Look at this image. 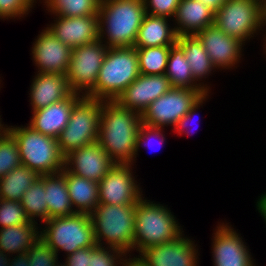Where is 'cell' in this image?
<instances>
[{
    "instance_id": "obj_1",
    "label": "cell",
    "mask_w": 266,
    "mask_h": 266,
    "mask_svg": "<svg viewBox=\"0 0 266 266\" xmlns=\"http://www.w3.org/2000/svg\"><path fill=\"white\" fill-rule=\"evenodd\" d=\"M141 114L116 100H101L98 142L115 164H133Z\"/></svg>"
},
{
    "instance_id": "obj_2",
    "label": "cell",
    "mask_w": 266,
    "mask_h": 266,
    "mask_svg": "<svg viewBox=\"0 0 266 266\" xmlns=\"http://www.w3.org/2000/svg\"><path fill=\"white\" fill-rule=\"evenodd\" d=\"M145 15L143 0H100L99 39L107 48L134 47Z\"/></svg>"
},
{
    "instance_id": "obj_3",
    "label": "cell",
    "mask_w": 266,
    "mask_h": 266,
    "mask_svg": "<svg viewBox=\"0 0 266 266\" xmlns=\"http://www.w3.org/2000/svg\"><path fill=\"white\" fill-rule=\"evenodd\" d=\"M167 206L151 201L145 195L136 203L133 252H139V255L148 247L175 241L184 233Z\"/></svg>"
},
{
    "instance_id": "obj_4",
    "label": "cell",
    "mask_w": 266,
    "mask_h": 266,
    "mask_svg": "<svg viewBox=\"0 0 266 266\" xmlns=\"http://www.w3.org/2000/svg\"><path fill=\"white\" fill-rule=\"evenodd\" d=\"M136 204H98L90 214L96 244L135 255L134 226Z\"/></svg>"
},
{
    "instance_id": "obj_5",
    "label": "cell",
    "mask_w": 266,
    "mask_h": 266,
    "mask_svg": "<svg viewBox=\"0 0 266 266\" xmlns=\"http://www.w3.org/2000/svg\"><path fill=\"white\" fill-rule=\"evenodd\" d=\"M140 75L135 47L108 48L94 88L87 97L116 100Z\"/></svg>"
},
{
    "instance_id": "obj_6",
    "label": "cell",
    "mask_w": 266,
    "mask_h": 266,
    "mask_svg": "<svg viewBox=\"0 0 266 266\" xmlns=\"http://www.w3.org/2000/svg\"><path fill=\"white\" fill-rule=\"evenodd\" d=\"M25 125L8 126V132L18 143L21 164L39 175L61 172L65 157L61 154L57 139L39 133L29 124Z\"/></svg>"
},
{
    "instance_id": "obj_7",
    "label": "cell",
    "mask_w": 266,
    "mask_h": 266,
    "mask_svg": "<svg viewBox=\"0 0 266 266\" xmlns=\"http://www.w3.org/2000/svg\"><path fill=\"white\" fill-rule=\"evenodd\" d=\"M214 25L246 46L266 31V0H226L215 12Z\"/></svg>"
},
{
    "instance_id": "obj_8",
    "label": "cell",
    "mask_w": 266,
    "mask_h": 266,
    "mask_svg": "<svg viewBox=\"0 0 266 266\" xmlns=\"http://www.w3.org/2000/svg\"><path fill=\"white\" fill-rule=\"evenodd\" d=\"M40 225V239L54 249L58 255L65 256L83 248L96 246L94 226L89 214L56 217Z\"/></svg>"
},
{
    "instance_id": "obj_9",
    "label": "cell",
    "mask_w": 266,
    "mask_h": 266,
    "mask_svg": "<svg viewBox=\"0 0 266 266\" xmlns=\"http://www.w3.org/2000/svg\"><path fill=\"white\" fill-rule=\"evenodd\" d=\"M101 100L82 96L74 105L57 143L65 157L70 152L98 141Z\"/></svg>"
},
{
    "instance_id": "obj_10",
    "label": "cell",
    "mask_w": 266,
    "mask_h": 266,
    "mask_svg": "<svg viewBox=\"0 0 266 266\" xmlns=\"http://www.w3.org/2000/svg\"><path fill=\"white\" fill-rule=\"evenodd\" d=\"M207 92L204 89L171 88L152 102L142 113V123L148 126L172 127L188 113L190 108Z\"/></svg>"
},
{
    "instance_id": "obj_11",
    "label": "cell",
    "mask_w": 266,
    "mask_h": 266,
    "mask_svg": "<svg viewBox=\"0 0 266 266\" xmlns=\"http://www.w3.org/2000/svg\"><path fill=\"white\" fill-rule=\"evenodd\" d=\"M107 49L100 39L72 49L66 77L73 93L86 96L94 88Z\"/></svg>"
},
{
    "instance_id": "obj_12",
    "label": "cell",
    "mask_w": 266,
    "mask_h": 266,
    "mask_svg": "<svg viewBox=\"0 0 266 266\" xmlns=\"http://www.w3.org/2000/svg\"><path fill=\"white\" fill-rule=\"evenodd\" d=\"M227 222L220 221L213 229L211 238L213 266H257L241 233Z\"/></svg>"
},
{
    "instance_id": "obj_13",
    "label": "cell",
    "mask_w": 266,
    "mask_h": 266,
    "mask_svg": "<svg viewBox=\"0 0 266 266\" xmlns=\"http://www.w3.org/2000/svg\"><path fill=\"white\" fill-rule=\"evenodd\" d=\"M133 170V164H115L98 183L99 204H136L145 194Z\"/></svg>"
},
{
    "instance_id": "obj_14",
    "label": "cell",
    "mask_w": 266,
    "mask_h": 266,
    "mask_svg": "<svg viewBox=\"0 0 266 266\" xmlns=\"http://www.w3.org/2000/svg\"><path fill=\"white\" fill-rule=\"evenodd\" d=\"M196 36L218 72L239 67L238 64L241 63L244 49H246L241 41L224 33L216 25L206 27Z\"/></svg>"
},
{
    "instance_id": "obj_15",
    "label": "cell",
    "mask_w": 266,
    "mask_h": 266,
    "mask_svg": "<svg viewBox=\"0 0 266 266\" xmlns=\"http://www.w3.org/2000/svg\"><path fill=\"white\" fill-rule=\"evenodd\" d=\"M34 39L31 47L36 73L65 75L68 72L72 49L58 40L46 27Z\"/></svg>"
},
{
    "instance_id": "obj_16",
    "label": "cell",
    "mask_w": 266,
    "mask_h": 266,
    "mask_svg": "<svg viewBox=\"0 0 266 266\" xmlns=\"http://www.w3.org/2000/svg\"><path fill=\"white\" fill-rule=\"evenodd\" d=\"M190 238L183 233L175 241L146 248L139 256L148 266H200L198 243Z\"/></svg>"
},
{
    "instance_id": "obj_17",
    "label": "cell",
    "mask_w": 266,
    "mask_h": 266,
    "mask_svg": "<svg viewBox=\"0 0 266 266\" xmlns=\"http://www.w3.org/2000/svg\"><path fill=\"white\" fill-rule=\"evenodd\" d=\"M46 28L71 49L99 40V16L66 17L53 15Z\"/></svg>"
},
{
    "instance_id": "obj_18",
    "label": "cell",
    "mask_w": 266,
    "mask_h": 266,
    "mask_svg": "<svg viewBox=\"0 0 266 266\" xmlns=\"http://www.w3.org/2000/svg\"><path fill=\"white\" fill-rule=\"evenodd\" d=\"M114 165L98 141L74 150L64 158L67 171L98 183Z\"/></svg>"
},
{
    "instance_id": "obj_19",
    "label": "cell",
    "mask_w": 266,
    "mask_h": 266,
    "mask_svg": "<svg viewBox=\"0 0 266 266\" xmlns=\"http://www.w3.org/2000/svg\"><path fill=\"white\" fill-rule=\"evenodd\" d=\"M172 88L169 79L163 75H142L134 80L116 101L123 107L142 113L148 106Z\"/></svg>"
},
{
    "instance_id": "obj_20",
    "label": "cell",
    "mask_w": 266,
    "mask_h": 266,
    "mask_svg": "<svg viewBox=\"0 0 266 266\" xmlns=\"http://www.w3.org/2000/svg\"><path fill=\"white\" fill-rule=\"evenodd\" d=\"M33 77L28 94L31 112L60 102L73 93L65 75L35 73Z\"/></svg>"
},
{
    "instance_id": "obj_21",
    "label": "cell",
    "mask_w": 266,
    "mask_h": 266,
    "mask_svg": "<svg viewBox=\"0 0 266 266\" xmlns=\"http://www.w3.org/2000/svg\"><path fill=\"white\" fill-rule=\"evenodd\" d=\"M81 97V94L72 93L60 102L32 111V116L28 124L39 133L57 139L60 132L67 125L75 103Z\"/></svg>"
},
{
    "instance_id": "obj_22",
    "label": "cell",
    "mask_w": 266,
    "mask_h": 266,
    "mask_svg": "<svg viewBox=\"0 0 266 266\" xmlns=\"http://www.w3.org/2000/svg\"><path fill=\"white\" fill-rule=\"evenodd\" d=\"M172 21L178 36L196 35L214 25L215 11L200 0H180Z\"/></svg>"
},
{
    "instance_id": "obj_23",
    "label": "cell",
    "mask_w": 266,
    "mask_h": 266,
    "mask_svg": "<svg viewBox=\"0 0 266 266\" xmlns=\"http://www.w3.org/2000/svg\"><path fill=\"white\" fill-rule=\"evenodd\" d=\"M176 43L183 49L191 67L194 80L207 92L211 93V84L206 78L217 70L196 35L178 36ZM206 82V83H205ZM208 83V84H207Z\"/></svg>"
},
{
    "instance_id": "obj_24",
    "label": "cell",
    "mask_w": 266,
    "mask_h": 266,
    "mask_svg": "<svg viewBox=\"0 0 266 266\" xmlns=\"http://www.w3.org/2000/svg\"><path fill=\"white\" fill-rule=\"evenodd\" d=\"M168 17L145 15L134 43L135 48L172 46L178 35Z\"/></svg>"
},
{
    "instance_id": "obj_25",
    "label": "cell",
    "mask_w": 266,
    "mask_h": 266,
    "mask_svg": "<svg viewBox=\"0 0 266 266\" xmlns=\"http://www.w3.org/2000/svg\"><path fill=\"white\" fill-rule=\"evenodd\" d=\"M64 178L75 213L90 215L99 204L98 182L74 175L65 168Z\"/></svg>"
},
{
    "instance_id": "obj_26",
    "label": "cell",
    "mask_w": 266,
    "mask_h": 266,
    "mask_svg": "<svg viewBox=\"0 0 266 266\" xmlns=\"http://www.w3.org/2000/svg\"><path fill=\"white\" fill-rule=\"evenodd\" d=\"M38 225L30 221L24 225L0 228V250L9 256L27 252L40 239Z\"/></svg>"
},
{
    "instance_id": "obj_27",
    "label": "cell",
    "mask_w": 266,
    "mask_h": 266,
    "mask_svg": "<svg viewBox=\"0 0 266 266\" xmlns=\"http://www.w3.org/2000/svg\"><path fill=\"white\" fill-rule=\"evenodd\" d=\"M44 187L48 220L73 215L75 213L67 191L64 169L57 174L44 175Z\"/></svg>"
},
{
    "instance_id": "obj_28",
    "label": "cell",
    "mask_w": 266,
    "mask_h": 266,
    "mask_svg": "<svg viewBox=\"0 0 266 266\" xmlns=\"http://www.w3.org/2000/svg\"><path fill=\"white\" fill-rule=\"evenodd\" d=\"M165 76L173 88L203 89L194 80L184 51L177 43L170 46Z\"/></svg>"
},
{
    "instance_id": "obj_29",
    "label": "cell",
    "mask_w": 266,
    "mask_h": 266,
    "mask_svg": "<svg viewBox=\"0 0 266 266\" xmlns=\"http://www.w3.org/2000/svg\"><path fill=\"white\" fill-rule=\"evenodd\" d=\"M39 177L36 171L21 164L0 179V199L20 201L25 191Z\"/></svg>"
},
{
    "instance_id": "obj_30",
    "label": "cell",
    "mask_w": 266,
    "mask_h": 266,
    "mask_svg": "<svg viewBox=\"0 0 266 266\" xmlns=\"http://www.w3.org/2000/svg\"><path fill=\"white\" fill-rule=\"evenodd\" d=\"M20 203L30 221L38 224L37 221L40 220L39 223L42 225L48 220L44 175H40L34 184L25 191Z\"/></svg>"
},
{
    "instance_id": "obj_31",
    "label": "cell",
    "mask_w": 266,
    "mask_h": 266,
    "mask_svg": "<svg viewBox=\"0 0 266 266\" xmlns=\"http://www.w3.org/2000/svg\"><path fill=\"white\" fill-rule=\"evenodd\" d=\"M50 15L82 17L98 15L100 0H38Z\"/></svg>"
},
{
    "instance_id": "obj_32",
    "label": "cell",
    "mask_w": 266,
    "mask_h": 266,
    "mask_svg": "<svg viewBox=\"0 0 266 266\" xmlns=\"http://www.w3.org/2000/svg\"><path fill=\"white\" fill-rule=\"evenodd\" d=\"M142 75H163L167 69L170 46L136 48Z\"/></svg>"
},
{
    "instance_id": "obj_33",
    "label": "cell",
    "mask_w": 266,
    "mask_h": 266,
    "mask_svg": "<svg viewBox=\"0 0 266 266\" xmlns=\"http://www.w3.org/2000/svg\"><path fill=\"white\" fill-rule=\"evenodd\" d=\"M21 165L18 143L7 131L0 136V179Z\"/></svg>"
},
{
    "instance_id": "obj_34",
    "label": "cell",
    "mask_w": 266,
    "mask_h": 266,
    "mask_svg": "<svg viewBox=\"0 0 266 266\" xmlns=\"http://www.w3.org/2000/svg\"><path fill=\"white\" fill-rule=\"evenodd\" d=\"M30 222L20 201L0 199V228Z\"/></svg>"
},
{
    "instance_id": "obj_35",
    "label": "cell",
    "mask_w": 266,
    "mask_h": 266,
    "mask_svg": "<svg viewBox=\"0 0 266 266\" xmlns=\"http://www.w3.org/2000/svg\"><path fill=\"white\" fill-rule=\"evenodd\" d=\"M165 129L166 128H159V127H153L148 126L146 124H141L139 128V132L137 135V142H136V160L133 163L135 166L137 161V155H139L138 152H140V148H151L152 150H157L154 147L159 145L157 148H162L164 146V142L166 143V136H165ZM147 146V148H146ZM149 150V149H148Z\"/></svg>"
},
{
    "instance_id": "obj_36",
    "label": "cell",
    "mask_w": 266,
    "mask_h": 266,
    "mask_svg": "<svg viewBox=\"0 0 266 266\" xmlns=\"http://www.w3.org/2000/svg\"><path fill=\"white\" fill-rule=\"evenodd\" d=\"M37 2L38 0H0V20L24 19L35 8Z\"/></svg>"
},
{
    "instance_id": "obj_37",
    "label": "cell",
    "mask_w": 266,
    "mask_h": 266,
    "mask_svg": "<svg viewBox=\"0 0 266 266\" xmlns=\"http://www.w3.org/2000/svg\"><path fill=\"white\" fill-rule=\"evenodd\" d=\"M127 253L111 247H89V266H120Z\"/></svg>"
},
{
    "instance_id": "obj_38",
    "label": "cell",
    "mask_w": 266,
    "mask_h": 266,
    "mask_svg": "<svg viewBox=\"0 0 266 266\" xmlns=\"http://www.w3.org/2000/svg\"><path fill=\"white\" fill-rule=\"evenodd\" d=\"M30 266H56L59 261L54 249L39 239L28 251Z\"/></svg>"
},
{
    "instance_id": "obj_39",
    "label": "cell",
    "mask_w": 266,
    "mask_h": 266,
    "mask_svg": "<svg viewBox=\"0 0 266 266\" xmlns=\"http://www.w3.org/2000/svg\"><path fill=\"white\" fill-rule=\"evenodd\" d=\"M209 95H211L210 93H207L205 94L199 101H197L191 108L190 110L188 111L187 114H185L177 123L176 125L174 126V128L172 129L173 133L177 134V136H182V135H186L187 137L188 136H191L193 133V130H192V124L193 121L195 123V119L194 117L198 114V111H200V107L203 108V105L209 100ZM199 116V114H198ZM197 116V117H198ZM194 118V120H193ZM199 119H200V116H199ZM198 123H200V121H198V119L196 120ZM197 123V124H198ZM192 126V127H191ZM197 126V125H196ZM191 130V131H190ZM196 130V129H195ZM197 131V130H196ZM184 133V134H183ZM191 133V134H190ZM195 133V132H194Z\"/></svg>"
},
{
    "instance_id": "obj_40",
    "label": "cell",
    "mask_w": 266,
    "mask_h": 266,
    "mask_svg": "<svg viewBox=\"0 0 266 266\" xmlns=\"http://www.w3.org/2000/svg\"><path fill=\"white\" fill-rule=\"evenodd\" d=\"M147 15L173 19L180 0H143Z\"/></svg>"
},
{
    "instance_id": "obj_41",
    "label": "cell",
    "mask_w": 266,
    "mask_h": 266,
    "mask_svg": "<svg viewBox=\"0 0 266 266\" xmlns=\"http://www.w3.org/2000/svg\"><path fill=\"white\" fill-rule=\"evenodd\" d=\"M65 257L63 261L67 266H89V247L79 249Z\"/></svg>"
},
{
    "instance_id": "obj_42",
    "label": "cell",
    "mask_w": 266,
    "mask_h": 266,
    "mask_svg": "<svg viewBox=\"0 0 266 266\" xmlns=\"http://www.w3.org/2000/svg\"><path fill=\"white\" fill-rule=\"evenodd\" d=\"M135 256L131 254L127 255L121 262L120 266H148L139 255Z\"/></svg>"
},
{
    "instance_id": "obj_43",
    "label": "cell",
    "mask_w": 266,
    "mask_h": 266,
    "mask_svg": "<svg viewBox=\"0 0 266 266\" xmlns=\"http://www.w3.org/2000/svg\"><path fill=\"white\" fill-rule=\"evenodd\" d=\"M12 257V258H11ZM10 257V266H30L28 252Z\"/></svg>"
},
{
    "instance_id": "obj_44",
    "label": "cell",
    "mask_w": 266,
    "mask_h": 266,
    "mask_svg": "<svg viewBox=\"0 0 266 266\" xmlns=\"http://www.w3.org/2000/svg\"><path fill=\"white\" fill-rule=\"evenodd\" d=\"M255 203H256L255 204L256 211L258 210V213L264 219V222H265V225H266V192H264V194L261 193V195L258 196V199H257V201Z\"/></svg>"
},
{
    "instance_id": "obj_45",
    "label": "cell",
    "mask_w": 266,
    "mask_h": 266,
    "mask_svg": "<svg viewBox=\"0 0 266 266\" xmlns=\"http://www.w3.org/2000/svg\"><path fill=\"white\" fill-rule=\"evenodd\" d=\"M204 5L210 7L215 12L226 2V0H200Z\"/></svg>"
},
{
    "instance_id": "obj_46",
    "label": "cell",
    "mask_w": 266,
    "mask_h": 266,
    "mask_svg": "<svg viewBox=\"0 0 266 266\" xmlns=\"http://www.w3.org/2000/svg\"><path fill=\"white\" fill-rule=\"evenodd\" d=\"M10 257L9 255L3 253L1 250H0V266H10Z\"/></svg>"
},
{
    "instance_id": "obj_47",
    "label": "cell",
    "mask_w": 266,
    "mask_h": 266,
    "mask_svg": "<svg viewBox=\"0 0 266 266\" xmlns=\"http://www.w3.org/2000/svg\"><path fill=\"white\" fill-rule=\"evenodd\" d=\"M2 80L0 81L1 84ZM2 86L0 85V90H1ZM2 115H0V136H3L7 131H8V125L4 124V122L2 123Z\"/></svg>"
},
{
    "instance_id": "obj_48",
    "label": "cell",
    "mask_w": 266,
    "mask_h": 266,
    "mask_svg": "<svg viewBox=\"0 0 266 266\" xmlns=\"http://www.w3.org/2000/svg\"><path fill=\"white\" fill-rule=\"evenodd\" d=\"M262 36H264V38H263V46L261 45V47H263V52H264V54L266 55V32H265V34H263Z\"/></svg>"
},
{
    "instance_id": "obj_49",
    "label": "cell",
    "mask_w": 266,
    "mask_h": 266,
    "mask_svg": "<svg viewBox=\"0 0 266 266\" xmlns=\"http://www.w3.org/2000/svg\"><path fill=\"white\" fill-rule=\"evenodd\" d=\"M56 266H67V265L63 261L62 262L58 261L56 263Z\"/></svg>"
}]
</instances>
